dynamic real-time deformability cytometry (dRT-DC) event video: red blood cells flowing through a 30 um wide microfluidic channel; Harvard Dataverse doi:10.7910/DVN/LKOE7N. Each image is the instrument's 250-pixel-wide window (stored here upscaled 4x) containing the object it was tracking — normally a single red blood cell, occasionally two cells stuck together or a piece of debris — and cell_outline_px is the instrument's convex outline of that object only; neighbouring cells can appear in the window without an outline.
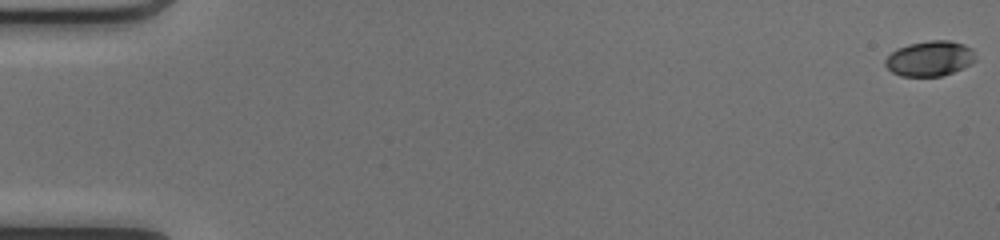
{"species": "common noctule bat (a hibernating species)", "species_latin": "Nyctalus noctula", "temperature_condition": "cold", "stored_images_in_passage": 51, "camera_frame_rate_fps": 3000, "um_per_image_px": 0.085, "animal": {"sex": "female", "body_mass_g": 17.0, "forearm_length_mm": 48.0}, "frame": {"image": 1, "passage_image": 1, "time_ms": 0.0, "image_size_px": [1000, 240], "cell_outline_px": [[976, 60], [972, 64], [952, 72], [940, 76], [900, 76], [892, 72], [884, 64], [884, 60], [896, 48], [908, 44], [928, 40], [948, 40], [964, 44], [972, 48]], "centroid_in_image_um": [79.03, 4.96], "position_along_channel_um": 6.0, "area_um2": 18.61}}
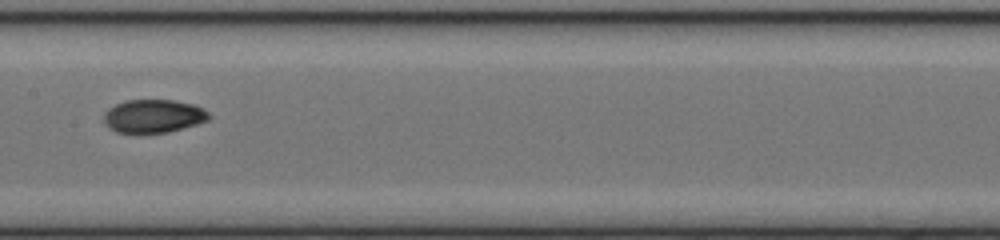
{"frame": {"image": 2, "passage_image": 27, "time_ms": 8.667, "image_size_px": [1000, 240], "cell_outline_px": [[212, 116], [208, 120], [196, 124], [168, 132], [116, 132], [108, 128], [104, 124], [104, 112], [108, 108], [124, 100], [176, 100], [192, 104], [204, 108]], "centroid_in_image_um": [13.03, 9.85], "position_along_channel_um": 194.4, "area_um2": 20.4}}
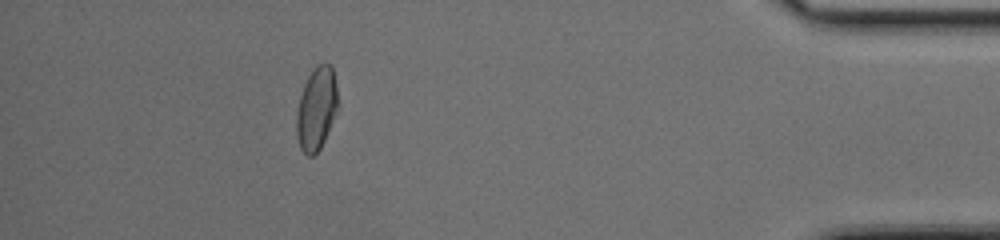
{"frame": {"image": 3, "passage_image": 46, "time_ms": 15.0, "image_size_px": [1000, 240], "cell_outline_px": [[336, 108], [324, 140], [320, 148], [312, 156], [308, 156], [300, 148], [296, 136], [296, 112], [300, 96], [304, 84], [308, 76], [316, 64], [324, 60], [332, 64], [336, 84]], "centroid_in_image_um": [26.86, 9.17], "position_along_channel_um": 408.3, "area_um2": 19.83}, "authors_computed_cell_mechanics": {"area_um2": 19.8832, "velocity_mm_per_s": 4.203, "shape_relaxation_time_tau1_ms": null, "shape_relaxation_time_tau2_ms": 1.834, "deformation_change_tau1": null, "deformation_change_tau2": 0.0467}}